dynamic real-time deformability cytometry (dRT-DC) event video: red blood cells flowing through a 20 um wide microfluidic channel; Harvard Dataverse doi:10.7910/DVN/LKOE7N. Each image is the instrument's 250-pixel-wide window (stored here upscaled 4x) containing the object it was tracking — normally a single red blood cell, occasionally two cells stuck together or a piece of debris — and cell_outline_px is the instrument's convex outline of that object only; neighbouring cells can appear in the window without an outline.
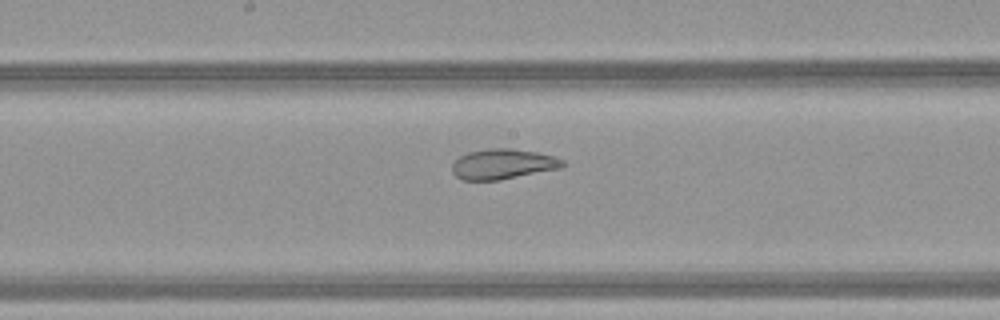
{"species": "common noctule bat (a hibernating species)", "species_latin": "Nyctalus noctula", "temperature_condition": "warm", "stored_images_in_passage": 51, "camera_frame_rate_fps": 3000, "um_per_image_px": 0.085, "animal": {"sex": "female", "body_mass_g": 21.9}, "frame": {"image": 1, "passage_image": 28, "time_ms": 9.0, "image_size_px": [1000, 320], "cell_outline_px": [[568, 164], [564, 168], [500, 180], [460, 180], [452, 172], [452, 164], [460, 156], [468, 152], [492, 148], [512, 148], [536, 152], [556, 156], [564, 160]], "centroid_in_image_um": [42.81, 13.95], "position_along_channel_um": 205.4, "area_um2": 19.83}}
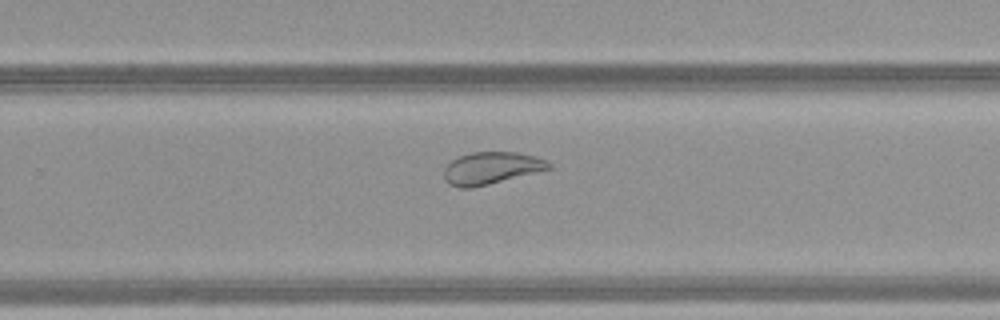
{"frame": {"image": 2, "passage_image": 34, "time_ms": 11.0, "image_size_px": [1000, 320], "cell_outline_px": [[552, 168], [472, 188], [460, 188], [448, 184], [444, 180], [444, 168], [452, 160], [460, 156], [472, 152], [516, 152], [536, 156], [548, 160], [552, 164]], "centroid_in_image_um": [41.76, 14.28], "position_along_channel_um": 288.0, "area_um2": 19.65}}
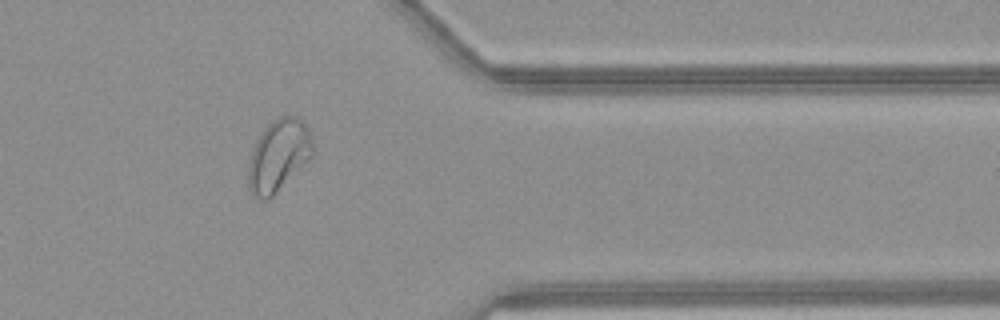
{"frame": {"image": 3, "passage_image": 42, "time_ms": 13.667, "image_size_px": [1000, 320], "cell_outline_px": [[316, 152], [268, 200], [260, 200], [252, 196], [248, 188], [248, 164], [252, 148], [256, 140], [264, 128], [272, 120], [280, 116], [296, 116], [308, 128], [312, 136], [316, 148]], "centroid_in_image_um": [23.67, 13.22], "position_along_channel_um": 387.7, "area_um2": 27.28}, "authors_computed_cell_mechanics": {"area_um2": 28.3798, "velocity_mm_per_s": 4.1453, "shape_relaxation_time_tau1_ms": null, "shape_relaxation_time_tau2_ms": 0.9864, "deformation_change_tau1": null, "deformation_change_tau2": 0.0717}}